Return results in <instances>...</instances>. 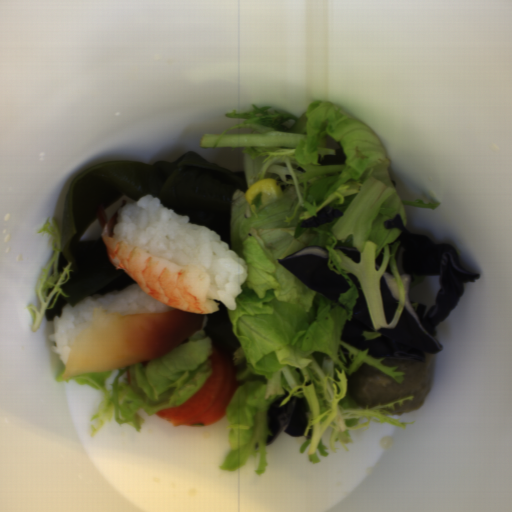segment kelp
Masks as SVG:
<instances>
[{
	"label": "kelp",
	"mask_w": 512,
	"mask_h": 512,
	"mask_svg": "<svg viewBox=\"0 0 512 512\" xmlns=\"http://www.w3.org/2000/svg\"><path fill=\"white\" fill-rule=\"evenodd\" d=\"M249 189L245 171L232 172L205 160L195 152L175 162L148 165L141 161H105L77 175L67 188L58 252V270L70 263L68 281L60 288L54 306L44 310L46 319L60 316L92 294L109 295L139 284L112 262L103 237L81 241L98 219L120 196L137 201L147 195L159 198L165 209L185 215L191 224H201L226 241L231 251L232 199L236 191Z\"/></svg>",
	"instance_id": "99668d17"
},
{
	"label": "kelp",
	"mask_w": 512,
	"mask_h": 512,
	"mask_svg": "<svg viewBox=\"0 0 512 512\" xmlns=\"http://www.w3.org/2000/svg\"><path fill=\"white\" fill-rule=\"evenodd\" d=\"M212 300L218 304L219 308L212 313H203L207 317L203 328L204 333L219 349L235 352L242 344L233 331L228 307L222 300L213 298Z\"/></svg>",
	"instance_id": "cf089659"
}]
</instances>
